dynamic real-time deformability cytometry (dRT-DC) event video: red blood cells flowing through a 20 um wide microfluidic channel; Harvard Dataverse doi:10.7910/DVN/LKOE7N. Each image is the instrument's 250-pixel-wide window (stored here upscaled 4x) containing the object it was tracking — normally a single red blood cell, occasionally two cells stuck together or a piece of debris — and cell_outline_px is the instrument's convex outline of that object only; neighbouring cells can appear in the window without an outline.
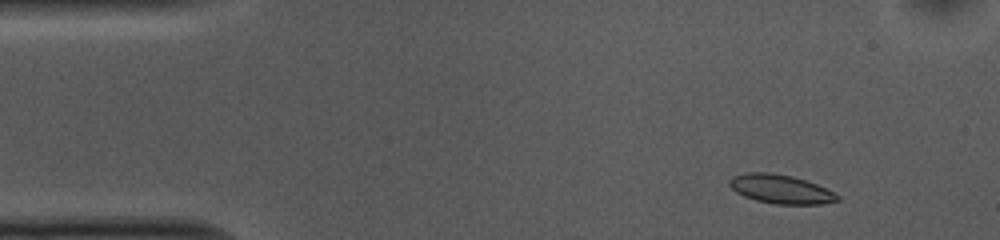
{"species": "common noctule bat (a hibernating species)", "species_latin": "Nyctalus noctula", "temperature_condition": "cold", "stored_images_in_passage": 51, "camera_frame_rate_fps": 3000, "um_per_image_px": 0.085, "animal": {"sex": "female", "body_mass_g": 10.0, "forearm_length_mm": 53.1}, "frame": {"image": 1, "passage_image": 4, "time_ms": 1.0, "image_size_px": [1000, 240], "cell_outline_px": [[840, 200], [820, 204], [776, 204], [756, 200], [744, 196], [736, 192], [728, 184], [728, 180], [732, 176], [744, 172], [768, 172], [792, 176], [816, 184], [840, 196]], "centroid_in_image_um": [66.31, 16.07], "position_along_channel_um": 18.7, "area_um2": 18.09}}
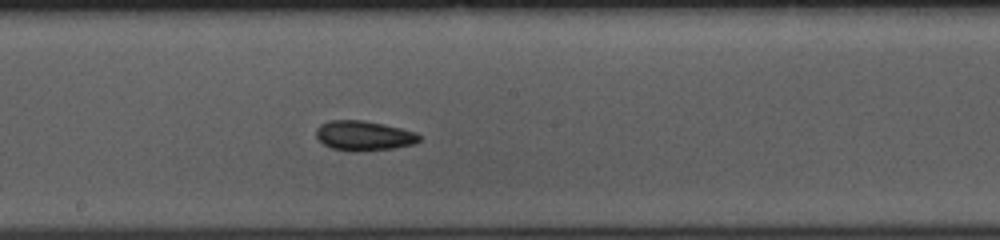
{"frame": {"image": 2, "passage_image": 26, "time_ms": 8.333, "image_size_px": [1000, 240], "cell_outline_px": [[420, 140], [412, 144], [396, 148], [332, 148], [324, 144], [316, 136], [316, 128], [320, 124], [328, 120], [364, 120], [384, 124], [416, 132], [420, 136]], "centroid_in_image_um": [30.92, 11.47], "position_along_channel_um": 217.3, "area_um2": 17.05}}
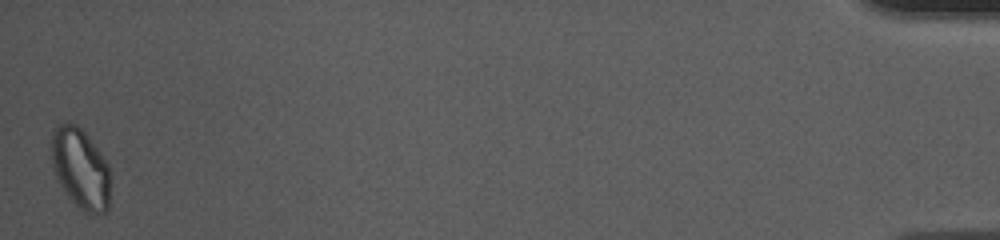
{"frame": {"image": 3, "passage_image": 51, "time_ms": 16.667, "image_size_px": [1000, 240], "cell_outline_px": [[108, 208], [104, 212], [84, 212], [68, 196], [60, 184], [56, 176], [52, 164], [52, 128], [60, 124], [76, 124], [88, 136], [108, 164]], "centroid_in_image_um": [6.81, 14.29], "position_along_channel_um": 428.4, "area_um2": 26.82}, "authors_computed_cell_mechanics": {"area_um2": 17.8602, "velocity_mm_per_s": 3.7057, "shape_relaxation_time_tau1_ms": null, "shape_relaxation_time_tau2_ms": 5.211, "deformation_change_tau1": null, "deformation_change_tau2": 0.1018}}